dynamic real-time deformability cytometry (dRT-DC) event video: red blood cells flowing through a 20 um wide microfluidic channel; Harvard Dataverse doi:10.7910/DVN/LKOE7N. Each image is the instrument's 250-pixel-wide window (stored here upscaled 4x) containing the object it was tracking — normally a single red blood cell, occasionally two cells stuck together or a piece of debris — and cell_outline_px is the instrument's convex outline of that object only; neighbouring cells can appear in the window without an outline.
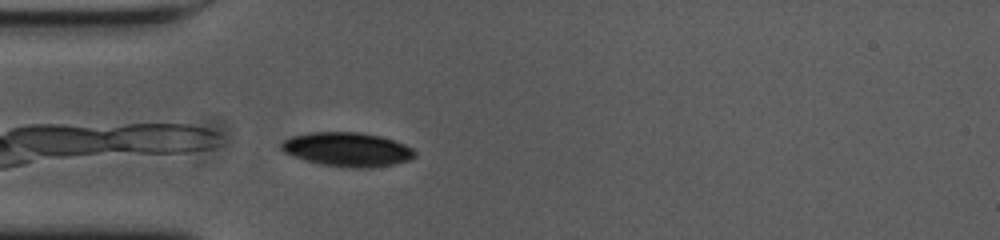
{"species": "common noctule bat (a hibernating species)", "species_latin": "Nyctalus noctula", "temperature_condition": "cold", "stored_images_in_passage": 29, "camera_frame_rate_fps": 3000, "um_per_image_px": 0.085, "animal": {"sex": "female", "body_mass_g": 23.0, "forearm_length_mm": 53.4}, "frame": {"image": 1, "passage_image": 1, "time_ms": 0.0, "image_size_px": [1000, 240], "cell_outline_px": [[416, 156], [408, 160], [392, 164], [364, 168], [360, 168], [324, 164], [308, 160], [284, 152], [280, 148], [280, 144], [284, 140], [292, 136], [312, 132], [360, 132], [380, 136], [404, 144], [412, 148], [416, 152]], "centroid_in_image_um": [29.54, 12.68], "position_along_channel_um": 55.5, "area_um2": 25.95}}
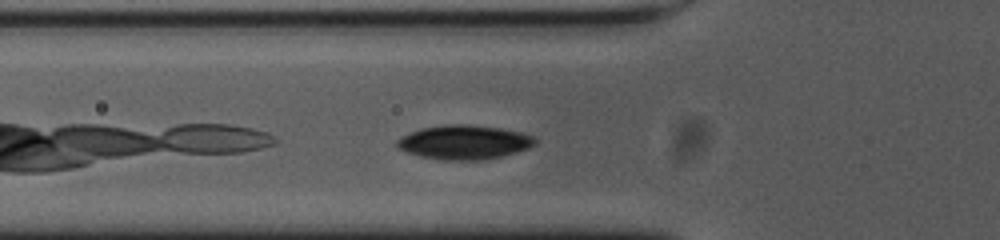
{"frame": {"image": 2, "passage_image": 4, "time_ms": 1.0, "image_size_px": [1000, 240], "cell_outline_px": [[536, 144], [528, 148], [500, 156], [472, 160], [444, 160], [420, 156], [396, 148], [396, 140], [420, 128], [444, 124], [464, 124], [500, 128], [520, 132], [532, 136], [536, 140]], "centroid_in_image_um": [39.42, 12.08], "position_along_channel_um": 86.4, "area_um2": 27.11}}
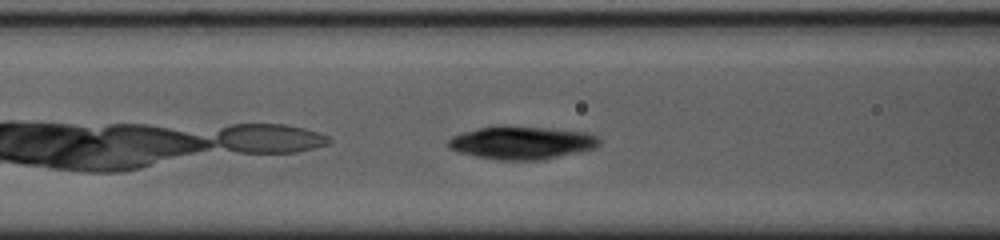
{"frame": {"image": 3, "passage_image": 7, "time_ms": 2.0, "image_size_px": [1000, 240], "cell_outline_px": [[600, 144], [592, 148], [556, 156], [536, 160], [496, 160], [476, 156], [460, 152], [448, 148], [448, 140], [452, 136], [464, 132], [480, 128], [548, 128], [584, 132], [596, 136], [600, 140]], "centroid_in_image_um": [44.31, 12.16], "position_along_channel_um": 122.3, "area_um2": 27.74}}